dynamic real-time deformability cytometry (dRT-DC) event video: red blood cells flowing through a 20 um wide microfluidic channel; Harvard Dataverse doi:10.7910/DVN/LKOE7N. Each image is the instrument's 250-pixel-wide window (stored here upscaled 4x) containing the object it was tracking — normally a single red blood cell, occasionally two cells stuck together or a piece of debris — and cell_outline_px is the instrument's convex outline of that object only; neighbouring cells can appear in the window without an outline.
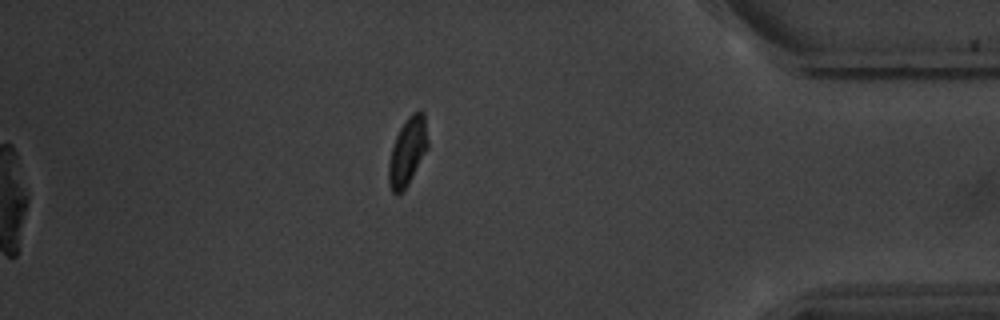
{"species": "common noctule bat (a hibernating species)", "species_latin": "Nyctalus noctula", "temperature_condition": "warm", "stored_images_in_passage": 15, "camera_frame_rate_fps": 3000, "um_per_image_px": 0.085, "animal": {"sex": "male", "body_mass_g": 20.1, "forearm_length_mm": 53.5}, "frame": {"image": 1, "passage_image": 15, "time_ms": 18.0, "image_size_px": [1000, 320], "cell_outline_px": [[428, 148], [408, 184], [400, 192], [392, 192], [388, 180], [388, 164], [392, 148], [396, 136], [400, 128], [408, 116], [412, 112], [420, 108], [424, 112], [428, 140]], "centroid_in_image_um": [34.66, 12.81], "position_along_channel_um": 400.5, "area_um2": 15.37}, "authors_computed_cell_mechanics": {"area_um2": 18.6116, "velocity_mm_per_s": 3.5353, "shape_relaxation_time_tau1_ms": 3.6571, "shape_relaxation_time_tau2_ms": 1.9527, "deformation_change_tau1": 0.1162, "deformation_change_tau2": 0.0733}}